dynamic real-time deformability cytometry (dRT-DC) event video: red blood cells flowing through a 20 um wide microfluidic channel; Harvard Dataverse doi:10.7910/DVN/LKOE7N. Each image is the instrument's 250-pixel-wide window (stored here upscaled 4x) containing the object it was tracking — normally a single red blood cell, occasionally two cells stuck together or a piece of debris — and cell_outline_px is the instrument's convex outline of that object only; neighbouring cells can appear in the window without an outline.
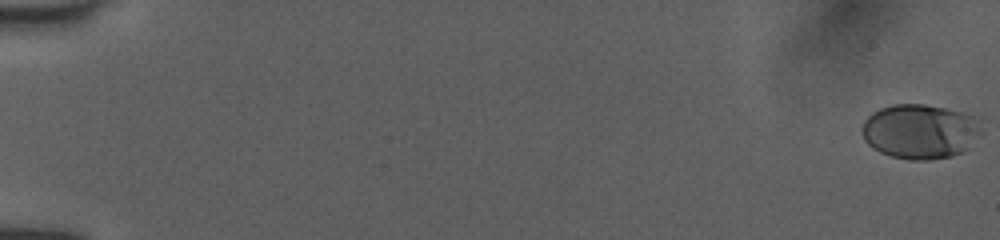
{"species": "human", "species_latin": "Homo sapiens", "temperature_condition": "room temperature", "stored_images_in_passage": 53, "camera_frame_rate_fps": 3000, "um_per_image_px": 0.085, "donor": {"sex": "female"}, "frame": {"image": 1, "passage_image": 1, "time_ms": 0.0, "image_size_px": [1000, 240], "cell_outline_px": [[984, 132], [968, 148], [952, 156], [928, 160], [908, 160], [892, 156], [880, 152], [872, 148], [864, 140], [864, 120], [872, 112], [880, 108], [892, 104], [924, 104], [964, 112], [972, 116]], "centroid_in_image_um": [78.21, 11.17], "position_along_channel_um": 6.8, "area_um2": 38.03}}
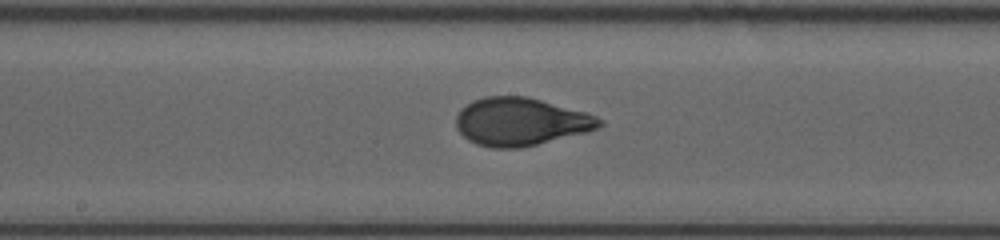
{"frame": {"image": 2, "passage_image": 30, "time_ms": 9.667, "image_size_px": [1000, 240], "cell_outline_px": [[604, 124], [588, 132], [520, 148], [492, 148], [476, 144], [468, 140], [456, 128], [456, 116], [460, 108], [472, 100], [484, 96], [528, 96], [584, 112], [596, 116], [604, 120]], "centroid_in_image_um": [44.23, 10.34], "position_along_channel_um": 204.0, "area_um2": 40.17}}
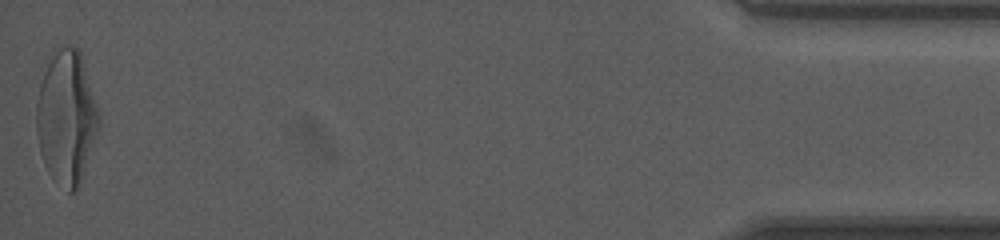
{"frame": {"image": 3, "passage_image": 53, "time_ms": 17.333, "image_size_px": [1000, 240], "cell_outline_px": [[100, 128], [80, 180], [76, 188], [72, 192], [68, 192], [52, 180], [44, 164], [40, 152], [36, 132], [36, 104], [40, 84], [52, 48], [76, 48], [80, 52], [100, 112]], "centroid_in_image_um": [5.64, 9.99], "position_along_channel_um": 429.6, "area_um2": 48.67}, "authors_computed_cell_mechanics": {"area_um2": 38.6682, "velocity_mm_per_s": 4.0317, "shape_relaxation_time_tau1_ms": 3.9, "shape_relaxation_time_tau2_ms": null, "deformation_change_tau1": 0.1858, "deformation_change_tau2": null}}